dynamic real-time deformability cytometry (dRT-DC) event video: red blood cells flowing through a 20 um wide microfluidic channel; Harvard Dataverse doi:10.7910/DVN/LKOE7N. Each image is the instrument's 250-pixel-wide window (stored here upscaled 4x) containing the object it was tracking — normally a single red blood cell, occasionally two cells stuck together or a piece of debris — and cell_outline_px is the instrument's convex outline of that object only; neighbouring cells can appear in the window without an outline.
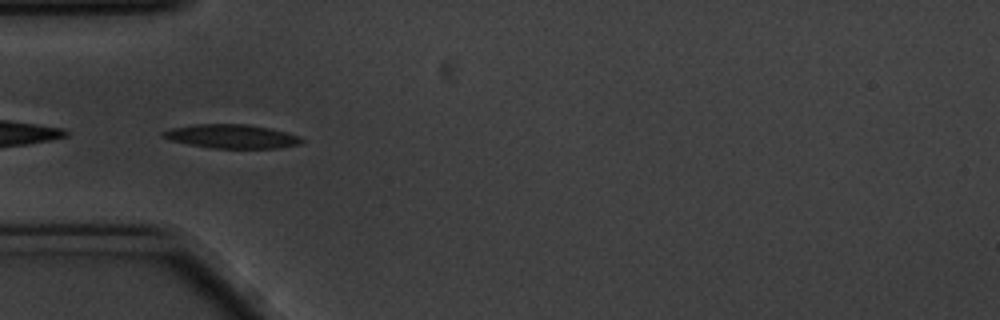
{"species": "common noctule bat (a hibernating species)", "species_latin": "Nyctalus noctula", "temperature_condition": "cold", "stored_images_in_passage": 41, "camera_frame_rate_fps": 3000, "um_per_image_px": 0.085, "animal": {"sex": "male", "body_mass_g": 20.1, "forearm_length_mm": 53.5}, "frame": {"image": 1, "passage_image": 1, "time_ms": 0.0, "image_size_px": [1000, 320], "cell_outline_px": [[304, 140], [300, 144], [276, 148], [212, 148], [188, 144], [168, 140], [160, 136], [160, 132], [172, 128], [192, 124], [244, 124], [268, 128], [300, 136]], "centroid_in_image_um": [19.62, 11.59], "position_along_channel_um": 65.4, "area_um2": 19.25}, "authors_computed_cell_mechanics": {"area_um2": 18.4382, "velocity_mm_per_s": 3.472, "shape_relaxation_time_tau1_ms": 2.6549, "shape_relaxation_time_tau2_ms": 6.4839, "deformation_change_tau1": 0.1193, "deformation_change_tau2": 0.1376}}